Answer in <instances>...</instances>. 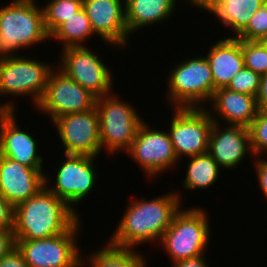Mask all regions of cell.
I'll return each instance as SVG.
<instances>
[{"label": "cell", "instance_id": "38", "mask_svg": "<svg viewBox=\"0 0 267 267\" xmlns=\"http://www.w3.org/2000/svg\"><path fill=\"white\" fill-rule=\"evenodd\" d=\"M260 42L266 47L267 49V37L260 40Z\"/></svg>", "mask_w": 267, "mask_h": 267}, {"label": "cell", "instance_id": "14", "mask_svg": "<svg viewBox=\"0 0 267 267\" xmlns=\"http://www.w3.org/2000/svg\"><path fill=\"white\" fill-rule=\"evenodd\" d=\"M64 154L98 157L101 153L99 116L96 108L62 115L53 120Z\"/></svg>", "mask_w": 267, "mask_h": 267}, {"label": "cell", "instance_id": "29", "mask_svg": "<svg viewBox=\"0 0 267 267\" xmlns=\"http://www.w3.org/2000/svg\"><path fill=\"white\" fill-rule=\"evenodd\" d=\"M267 37V11L260 7L250 18L247 26L236 36L240 40L260 41Z\"/></svg>", "mask_w": 267, "mask_h": 267}, {"label": "cell", "instance_id": "15", "mask_svg": "<svg viewBox=\"0 0 267 267\" xmlns=\"http://www.w3.org/2000/svg\"><path fill=\"white\" fill-rule=\"evenodd\" d=\"M14 102L0 104V156L10 158L30 168H44L37 142L29 132L20 129Z\"/></svg>", "mask_w": 267, "mask_h": 267}, {"label": "cell", "instance_id": "25", "mask_svg": "<svg viewBox=\"0 0 267 267\" xmlns=\"http://www.w3.org/2000/svg\"><path fill=\"white\" fill-rule=\"evenodd\" d=\"M90 20L87 17L85 10L82 8L76 14L65 22H63L51 35L50 39L54 38L62 43L63 48L80 47L89 37L94 36Z\"/></svg>", "mask_w": 267, "mask_h": 267}, {"label": "cell", "instance_id": "5", "mask_svg": "<svg viewBox=\"0 0 267 267\" xmlns=\"http://www.w3.org/2000/svg\"><path fill=\"white\" fill-rule=\"evenodd\" d=\"M168 78L167 100L174 108H205L213 97L212 71L204 55L182 59Z\"/></svg>", "mask_w": 267, "mask_h": 267}, {"label": "cell", "instance_id": "32", "mask_svg": "<svg viewBox=\"0 0 267 267\" xmlns=\"http://www.w3.org/2000/svg\"><path fill=\"white\" fill-rule=\"evenodd\" d=\"M16 248L13 229H0V259Z\"/></svg>", "mask_w": 267, "mask_h": 267}, {"label": "cell", "instance_id": "7", "mask_svg": "<svg viewBox=\"0 0 267 267\" xmlns=\"http://www.w3.org/2000/svg\"><path fill=\"white\" fill-rule=\"evenodd\" d=\"M80 220L59 235L33 240L16 239V247L29 267H82L81 251L77 246Z\"/></svg>", "mask_w": 267, "mask_h": 267}, {"label": "cell", "instance_id": "35", "mask_svg": "<svg viewBox=\"0 0 267 267\" xmlns=\"http://www.w3.org/2000/svg\"><path fill=\"white\" fill-rule=\"evenodd\" d=\"M256 103L259 110L267 109V73L261 75Z\"/></svg>", "mask_w": 267, "mask_h": 267}, {"label": "cell", "instance_id": "30", "mask_svg": "<svg viewBox=\"0 0 267 267\" xmlns=\"http://www.w3.org/2000/svg\"><path fill=\"white\" fill-rule=\"evenodd\" d=\"M261 75L244 67L229 82L227 89L235 92L246 93L256 97Z\"/></svg>", "mask_w": 267, "mask_h": 267}, {"label": "cell", "instance_id": "18", "mask_svg": "<svg viewBox=\"0 0 267 267\" xmlns=\"http://www.w3.org/2000/svg\"><path fill=\"white\" fill-rule=\"evenodd\" d=\"M223 129V130H222ZM208 153L220 168L236 169L247 154L252 155L248 127L214 122L209 137Z\"/></svg>", "mask_w": 267, "mask_h": 267}, {"label": "cell", "instance_id": "13", "mask_svg": "<svg viewBox=\"0 0 267 267\" xmlns=\"http://www.w3.org/2000/svg\"><path fill=\"white\" fill-rule=\"evenodd\" d=\"M126 153H129L150 179L179 163L169 133L159 129L152 130L146 122L139 127Z\"/></svg>", "mask_w": 267, "mask_h": 267}, {"label": "cell", "instance_id": "19", "mask_svg": "<svg viewBox=\"0 0 267 267\" xmlns=\"http://www.w3.org/2000/svg\"><path fill=\"white\" fill-rule=\"evenodd\" d=\"M210 102L212 105L210 108L213 111L212 109L209 110L208 107L206 109L209 111L212 120L217 123L220 122V124L221 120H223L226 125L248 127L259 111L255 96L231 91L227 88H220L214 91ZM219 117L220 121L218 120Z\"/></svg>", "mask_w": 267, "mask_h": 267}, {"label": "cell", "instance_id": "2", "mask_svg": "<svg viewBox=\"0 0 267 267\" xmlns=\"http://www.w3.org/2000/svg\"><path fill=\"white\" fill-rule=\"evenodd\" d=\"M46 186L14 207L16 239H43L68 230L80 217Z\"/></svg>", "mask_w": 267, "mask_h": 267}, {"label": "cell", "instance_id": "24", "mask_svg": "<svg viewBox=\"0 0 267 267\" xmlns=\"http://www.w3.org/2000/svg\"><path fill=\"white\" fill-rule=\"evenodd\" d=\"M183 188L186 190L207 189L215 184L220 175V166L207 152L188 157Z\"/></svg>", "mask_w": 267, "mask_h": 267}, {"label": "cell", "instance_id": "33", "mask_svg": "<svg viewBox=\"0 0 267 267\" xmlns=\"http://www.w3.org/2000/svg\"><path fill=\"white\" fill-rule=\"evenodd\" d=\"M257 158V159H256ZM256 176L258 177V184L264 197L267 199V159H260L259 156L254 157Z\"/></svg>", "mask_w": 267, "mask_h": 267}, {"label": "cell", "instance_id": "17", "mask_svg": "<svg viewBox=\"0 0 267 267\" xmlns=\"http://www.w3.org/2000/svg\"><path fill=\"white\" fill-rule=\"evenodd\" d=\"M43 168H30L0 156V194L15 207L45 186Z\"/></svg>", "mask_w": 267, "mask_h": 267}, {"label": "cell", "instance_id": "1", "mask_svg": "<svg viewBox=\"0 0 267 267\" xmlns=\"http://www.w3.org/2000/svg\"><path fill=\"white\" fill-rule=\"evenodd\" d=\"M175 192L152 200L138 199L128 203L119 225L107 243L124 249H135L138 245L157 240L159 243L173 217L182 207L181 193Z\"/></svg>", "mask_w": 267, "mask_h": 267}, {"label": "cell", "instance_id": "37", "mask_svg": "<svg viewBox=\"0 0 267 267\" xmlns=\"http://www.w3.org/2000/svg\"><path fill=\"white\" fill-rule=\"evenodd\" d=\"M186 2H188L187 5H189V3L191 4V6H196L197 8L200 6L201 0H184Z\"/></svg>", "mask_w": 267, "mask_h": 267}, {"label": "cell", "instance_id": "16", "mask_svg": "<svg viewBox=\"0 0 267 267\" xmlns=\"http://www.w3.org/2000/svg\"><path fill=\"white\" fill-rule=\"evenodd\" d=\"M83 9L90 20L94 34L107 46L128 45L129 32L125 20V0H83Z\"/></svg>", "mask_w": 267, "mask_h": 267}, {"label": "cell", "instance_id": "34", "mask_svg": "<svg viewBox=\"0 0 267 267\" xmlns=\"http://www.w3.org/2000/svg\"><path fill=\"white\" fill-rule=\"evenodd\" d=\"M0 267H29L21 252L13 249L9 254L0 259Z\"/></svg>", "mask_w": 267, "mask_h": 267}, {"label": "cell", "instance_id": "39", "mask_svg": "<svg viewBox=\"0 0 267 267\" xmlns=\"http://www.w3.org/2000/svg\"><path fill=\"white\" fill-rule=\"evenodd\" d=\"M264 8L266 9L267 11V0L264 1V4H263Z\"/></svg>", "mask_w": 267, "mask_h": 267}, {"label": "cell", "instance_id": "3", "mask_svg": "<svg viewBox=\"0 0 267 267\" xmlns=\"http://www.w3.org/2000/svg\"><path fill=\"white\" fill-rule=\"evenodd\" d=\"M37 5L35 0H12L0 7V58L50 39L43 8Z\"/></svg>", "mask_w": 267, "mask_h": 267}, {"label": "cell", "instance_id": "22", "mask_svg": "<svg viewBox=\"0 0 267 267\" xmlns=\"http://www.w3.org/2000/svg\"><path fill=\"white\" fill-rule=\"evenodd\" d=\"M178 1V0H177ZM176 0H125V20L129 35L146 26L163 23L173 16Z\"/></svg>", "mask_w": 267, "mask_h": 267}, {"label": "cell", "instance_id": "28", "mask_svg": "<svg viewBox=\"0 0 267 267\" xmlns=\"http://www.w3.org/2000/svg\"><path fill=\"white\" fill-rule=\"evenodd\" d=\"M248 130L252 155L261 157L267 153V109L258 111Z\"/></svg>", "mask_w": 267, "mask_h": 267}, {"label": "cell", "instance_id": "21", "mask_svg": "<svg viewBox=\"0 0 267 267\" xmlns=\"http://www.w3.org/2000/svg\"><path fill=\"white\" fill-rule=\"evenodd\" d=\"M265 0H201L199 9L217 17L223 26L230 27L236 37L248 24Z\"/></svg>", "mask_w": 267, "mask_h": 267}, {"label": "cell", "instance_id": "26", "mask_svg": "<svg viewBox=\"0 0 267 267\" xmlns=\"http://www.w3.org/2000/svg\"><path fill=\"white\" fill-rule=\"evenodd\" d=\"M42 8L45 29L50 36L63 22L83 8V0H50Z\"/></svg>", "mask_w": 267, "mask_h": 267}, {"label": "cell", "instance_id": "9", "mask_svg": "<svg viewBox=\"0 0 267 267\" xmlns=\"http://www.w3.org/2000/svg\"><path fill=\"white\" fill-rule=\"evenodd\" d=\"M169 136L178 160L208 152L213 120L205 108H174Z\"/></svg>", "mask_w": 267, "mask_h": 267}, {"label": "cell", "instance_id": "6", "mask_svg": "<svg viewBox=\"0 0 267 267\" xmlns=\"http://www.w3.org/2000/svg\"><path fill=\"white\" fill-rule=\"evenodd\" d=\"M113 93L97 98L101 148L107 154L127 152L144 122L135 107ZM140 116V117H139Z\"/></svg>", "mask_w": 267, "mask_h": 267}, {"label": "cell", "instance_id": "4", "mask_svg": "<svg viewBox=\"0 0 267 267\" xmlns=\"http://www.w3.org/2000/svg\"><path fill=\"white\" fill-rule=\"evenodd\" d=\"M209 216L200 207L181 209L173 217L159 244L172 264L204 254L210 238ZM161 242V243H160Z\"/></svg>", "mask_w": 267, "mask_h": 267}, {"label": "cell", "instance_id": "8", "mask_svg": "<svg viewBox=\"0 0 267 267\" xmlns=\"http://www.w3.org/2000/svg\"><path fill=\"white\" fill-rule=\"evenodd\" d=\"M16 54L0 58V96H32L35 106L42 99L52 64Z\"/></svg>", "mask_w": 267, "mask_h": 267}, {"label": "cell", "instance_id": "36", "mask_svg": "<svg viewBox=\"0 0 267 267\" xmlns=\"http://www.w3.org/2000/svg\"><path fill=\"white\" fill-rule=\"evenodd\" d=\"M171 267H209L205 254L173 263Z\"/></svg>", "mask_w": 267, "mask_h": 267}, {"label": "cell", "instance_id": "31", "mask_svg": "<svg viewBox=\"0 0 267 267\" xmlns=\"http://www.w3.org/2000/svg\"><path fill=\"white\" fill-rule=\"evenodd\" d=\"M0 229H14V207L0 194Z\"/></svg>", "mask_w": 267, "mask_h": 267}, {"label": "cell", "instance_id": "20", "mask_svg": "<svg viewBox=\"0 0 267 267\" xmlns=\"http://www.w3.org/2000/svg\"><path fill=\"white\" fill-rule=\"evenodd\" d=\"M208 51L205 57L212 71L214 91L226 88L232 78L245 67L241 40L234 35L225 37L216 41Z\"/></svg>", "mask_w": 267, "mask_h": 267}, {"label": "cell", "instance_id": "11", "mask_svg": "<svg viewBox=\"0 0 267 267\" xmlns=\"http://www.w3.org/2000/svg\"><path fill=\"white\" fill-rule=\"evenodd\" d=\"M55 172L54 186H50V178L45 175V186L58 198L64 200L73 210L93 190L97 182L95 156L64 154ZM48 185V186H47Z\"/></svg>", "mask_w": 267, "mask_h": 267}, {"label": "cell", "instance_id": "27", "mask_svg": "<svg viewBox=\"0 0 267 267\" xmlns=\"http://www.w3.org/2000/svg\"><path fill=\"white\" fill-rule=\"evenodd\" d=\"M244 65L255 73H267V49L260 41L241 40Z\"/></svg>", "mask_w": 267, "mask_h": 267}, {"label": "cell", "instance_id": "12", "mask_svg": "<svg viewBox=\"0 0 267 267\" xmlns=\"http://www.w3.org/2000/svg\"><path fill=\"white\" fill-rule=\"evenodd\" d=\"M96 102L95 95L68 77L59 68H54L48 77L46 91L36 108L50 116L53 121L62 115L94 109Z\"/></svg>", "mask_w": 267, "mask_h": 267}, {"label": "cell", "instance_id": "23", "mask_svg": "<svg viewBox=\"0 0 267 267\" xmlns=\"http://www.w3.org/2000/svg\"><path fill=\"white\" fill-rule=\"evenodd\" d=\"M136 251L116 248L106 243L99 251H92L91 255H87V260L82 257V267L86 265L85 263L90 267H146L145 255Z\"/></svg>", "mask_w": 267, "mask_h": 267}, {"label": "cell", "instance_id": "10", "mask_svg": "<svg viewBox=\"0 0 267 267\" xmlns=\"http://www.w3.org/2000/svg\"><path fill=\"white\" fill-rule=\"evenodd\" d=\"M87 47L62 48L58 68L99 98L113 92L114 76L108 65Z\"/></svg>", "mask_w": 267, "mask_h": 267}]
</instances>
